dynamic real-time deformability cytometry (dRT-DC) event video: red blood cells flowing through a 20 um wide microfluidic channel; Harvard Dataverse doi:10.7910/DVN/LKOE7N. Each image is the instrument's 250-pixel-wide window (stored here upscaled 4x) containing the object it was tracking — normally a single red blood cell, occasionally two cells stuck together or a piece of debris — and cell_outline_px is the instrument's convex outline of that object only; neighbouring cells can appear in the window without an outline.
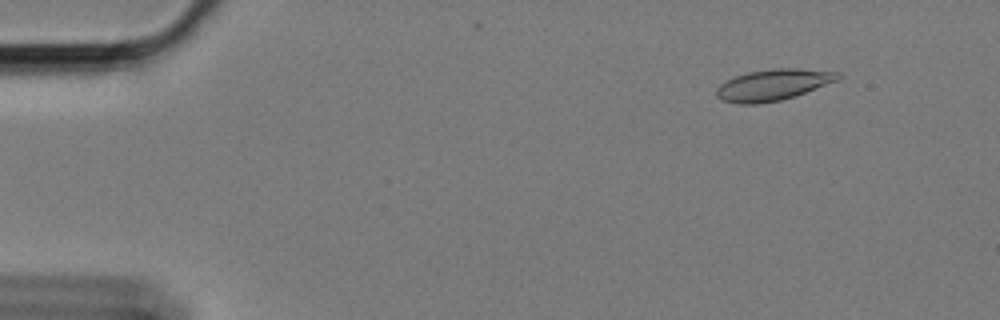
{"species": "Egyptian fruit bat (a non-hibernating species)", "species_latin": "Rousettus aegyptiacus", "temperature_condition": "cold", "stored_images_in_passage": 12, "camera_frame_rate_fps": 3000, "um_per_image_px": 0.085, "animal": {"sex": "female"}, "frame": {"image": 1, "passage_image": 7, "time_ms": 2.0, "image_size_px": [1000, 320], "cell_outline_px": [[840, 80], [780, 100], [756, 104], [740, 104], [720, 100], [716, 96], [716, 88], [720, 84], [736, 76], [748, 72], [772, 68], [796, 68], [840, 72]], "centroid_in_image_um": [65.7, 7.2], "position_along_channel_um": 19.3, "area_um2": 21.96}}